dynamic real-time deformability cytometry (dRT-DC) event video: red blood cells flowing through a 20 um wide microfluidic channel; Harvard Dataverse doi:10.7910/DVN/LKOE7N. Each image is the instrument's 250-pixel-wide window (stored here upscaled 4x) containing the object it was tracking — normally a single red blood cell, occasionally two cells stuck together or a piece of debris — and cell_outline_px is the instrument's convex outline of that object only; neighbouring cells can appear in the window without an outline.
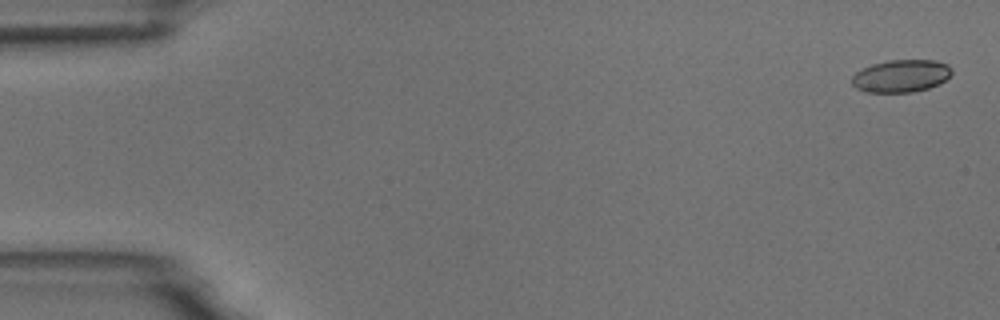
{"species": "common noctule bat (a hibernating species)", "species_latin": "Nyctalus noctula", "temperature_condition": "room temperature", "stored_images_in_passage": 6, "camera_frame_rate_fps": 3000, "um_per_image_px": 0.085, "animal": {"sex": "male", "body_mass_g": 18.8}, "frame": {"image": 1, "passage_image": 1, "time_ms": 0.0, "image_size_px": [1000, 320], "cell_outline_px": [[952, 72], [944, 80], [928, 88], [912, 92], [868, 92], [856, 88], [852, 84], [852, 76], [856, 72], [872, 64], [888, 60], [936, 60], [948, 64], [952, 68]], "centroid_in_image_um": [76.59, 6.44], "position_along_channel_um": 8.4, "area_um2": 18.79}}